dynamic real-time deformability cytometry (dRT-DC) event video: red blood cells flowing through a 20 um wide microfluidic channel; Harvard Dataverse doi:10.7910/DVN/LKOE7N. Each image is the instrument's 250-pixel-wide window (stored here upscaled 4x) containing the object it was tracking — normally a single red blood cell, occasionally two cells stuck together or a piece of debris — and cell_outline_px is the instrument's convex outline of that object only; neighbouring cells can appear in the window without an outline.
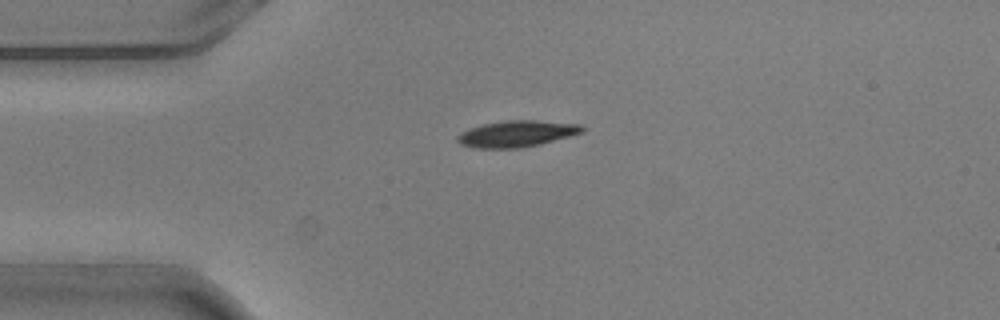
{"species": "common noctule bat (a hibernating species)", "species_latin": "Nyctalus noctula", "temperature_condition": "warm", "stored_images_in_passage": 3, "camera_frame_rate_fps": 3000, "um_per_image_px": 0.085, "animal": {"sex": "male", "body_mass_g": 20.5, "forearm_length_mm": 52.5}, "frame": {"image": 1, "passage_image": 1, "time_ms": 0.0, "image_size_px": [1000, 320], "cell_outline_px": [[584, 132], [540, 144], [520, 148], [476, 148], [460, 144], [456, 140], [456, 136], [460, 132], [468, 128], [484, 124], [508, 120], [536, 120], [580, 124], [584, 128]], "centroid_in_image_um": [43.89, 11.37], "position_along_channel_um": 41.1, "area_um2": 19.19}}